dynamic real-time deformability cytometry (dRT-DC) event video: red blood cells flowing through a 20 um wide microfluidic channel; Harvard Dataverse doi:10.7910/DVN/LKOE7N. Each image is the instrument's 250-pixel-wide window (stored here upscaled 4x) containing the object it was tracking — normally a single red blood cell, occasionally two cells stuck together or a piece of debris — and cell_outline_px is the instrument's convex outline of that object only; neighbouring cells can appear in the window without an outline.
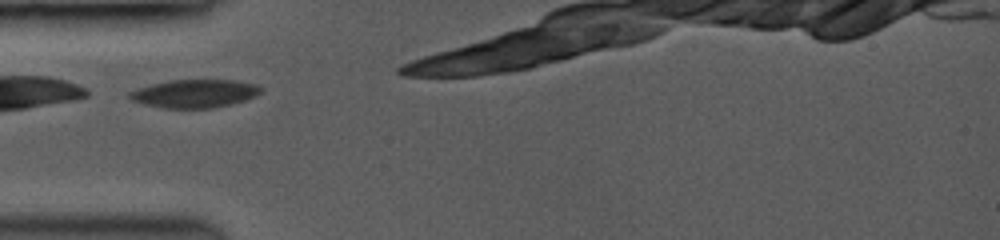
{"species": "common noctule bat (a hibernating species)", "species_latin": "Nyctalus noctula", "temperature_condition": "room temperature", "stored_images_in_passage": 7, "camera_frame_rate_fps": 3500, "um_per_image_px": 0.085, "animal": {"sex": "female", "body_mass_g": 19.0, "forearm_length_mm": 53.3}, "frame": {"image": 1, "passage_image": 1, "time_ms": 0.0, "image_size_px": [1000, 240], "cell_outline_px": [[260, 92], [244, 100], [212, 108], [164, 108], [132, 100], [128, 96], [128, 92], [152, 84], [168, 80], [236, 80], [252, 84], [260, 88]], "centroid_in_image_um": [16.49, 7.94], "position_along_channel_um": 68.5, "area_um2": 20.98}}
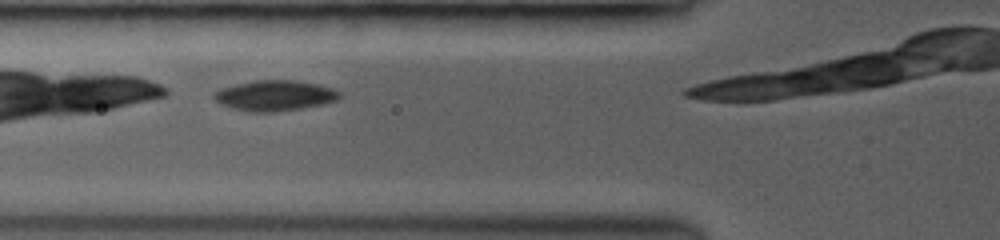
{"frame": {"image": 2, "passage_image": 4, "time_ms": 0.857, "image_size_px": [1000, 240], "cell_outline_px": [[340, 96], [336, 100], [320, 104], [300, 108], [272, 112], [252, 112], [232, 108], [216, 100], [212, 96], [216, 92], [224, 88], [236, 84], [256, 80], [296, 80], [316, 84], [332, 88], [340, 92]], "centroid_in_image_um": [23.37, 8.11], "position_along_channel_um": 102.4, "area_um2": 21.79}}